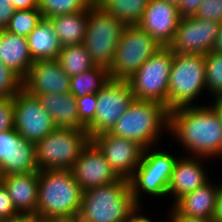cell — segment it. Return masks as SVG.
Returning <instances> with one entry per match:
<instances>
[{"instance_id":"cell-12","label":"cell","mask_w":222,"mask_h":222,"mask_svg":"<svg viewBox=\"0 0 222 222\" xmlns=\"http://www.w3.org/2000/svg\"><path fill=\"white\" fill-rule=\"evenodd\" d=\"M14 130L26 141L36 144L57 127L52 116L39 103L36 96L21 88L13 97Z\"/></svg>"},{"instance_id":"cell-29","label":"cell","mask_w":222,"mask_h":222,"mask_svg":"<svg viewBox=\"0 0 222 222\" xmlns=\"http://www.w3.org/2000/svg\"><path fill=\"white\" fill-rule=\"evenodd\" d=\"M93 3L94 0H38V10L42 18L50 19L87 10Z\"/></svg>"},{"instance_id":"cell-35","label":"cell","mask_w":222,"mask_h":222,"mask_svg":"<svg viewBox=\"0 0 222 222\" xmlns=\"http://www.w3.org/2000/svg\"><path fill=\"white\" fill-rule=\"evenodd\" d=\"M13 97L0 98V133L14 129Z\"/></svg>"},{"instance_id":"cell-25","label":"cell","mask_w":222,"mask_h":222,"mask_svg":"<svg viewBox=\"0 0 222 222\" xmlns=\"http://www.w3.org/2000/svg\"><path fill=\"white\" fill-rule=\"evenodd\" d=\"M94 3L125 26H137L149 0H94Z\"/></svg>"},{"instance_id":"cell-38","label":"cell","mask_w":222,"mask_h":222,"mask_svg":"<svg viewBox=\"0 0 222 222\" xmlns=\"http://www.w3.org/2000/svg\"><path fill=\"white\" fill-rule=\"evenodd\" d=\"M203 1L204 0H182L178 7L181 18L195 16Z\"/></svg>"},{"instance_id":"cell-1","label":"cell","mask_w":222,"mask_h":222,"mask_svg":"<svg viewBox=\"0 0 222 222\" xmlns=\"http://www.w3.org/2000/svg\"><path fill=\"white\" fill-rule=\"evenodd\" d=\"M168 133L190 156L222 159V124L210 104L168 111Z\"/></svg>"},{"instance_id":"cell-45","label":"cell","mask_w":222,"mask_h":222,"mask_svg":"<svg viewBox=\"0 0 222 222\" xmlns=\"http://www.w3.org/2000/svg\"><path fill=\"white\" fill-rule=\"evenodd\" d=\"M5 222H43V219L37 215L34 214H18L14 218H11L8 221Z\"/></svg>"},{"instance_id":"cell-15","label":"cell","mask_w":222,"mask_h":222,"mask_svg":"<svg viewBox=\"0 0 222 222\" xmlns=\"http://www.w3.org/2000/svg\"><path fill=\"white\" fill-rule=\"evenodd\" d=\"M71 171L82 191L105 186L120 179L92 141L82 150Z\"/></svg>"},{"instance_id":"cell-2","label":"cell","mask_w":222,"mask_h":222,"mask_svg":"<svg viewBox=\"0 0 222 222\" xmlns=\"http://www.w3.org/2000/svg\"><path fill=\"white\" fill-rule=\"evenodd\" d=\"M164 132H168L166 107L158 102L135 99L109 133L137 142L146 149L157 146Z\"/></svg>"},{"instance_id":"cell-24","label":"cell","mask_w":222,"mask_h":222,"mask_svg":"<svg viewBox=\"0 0 222 222\" xmlns=\"http://www.w3.org/2000/svg\"><path fill=\"white\" fill-rule=\"evenodd\" d=\"M88 15L89 8L84 11L58 15L49 19L62 47L83 43Z\"/></svg>"},{"instance_id":"cell-21","label":"cell","mask_w":222,"mask_h":222,"mask_svg":"<svg viewBox=\"0 0 222 222\" xmlns=\"http://www.w3.org/2000/svg\"><path fill=\"white\" fill-rule=\"evenodd\" d=\"M43 108L52 116L57 128L80 129L76 97L67 93L35 95Z\"/></svg>"},{"instance_id":"cell-32","label":"cell","mask_w":222,"mask_h":222,"mask_svg":"<svg viewBox=\"0 0 222 222\" xmlns=\"http://www.w3.org/2000/svg\"><path fill=\"white\" fill-rule=\"evenodd\" d=\"M76 104L80 120V129L86 130L94 121L97 108V94H87L76 98Z\"/></svg>"},{"instance_id":"cell-40","label":"cell","mask_w":222,"mask_h":222,"mask_svg":"<svg viewBox=\"0 0 222 222\" xmlns=\"http://www.w3.org/2000/svg\"><path fill=\"white\" fill-rule=\"evenodd\" d=\"M169 219L168 222H214L212 218L204 217H189L186 215H181L173 206L169 209Z\"/></svg>"},{"instance_id":"cell-5","label":"cell","mask_w":222,"mask_h":222,"mask_svg":"<svg viewBox=\"0 0 222 222\" xmlns=\"http://www.w3.org/2000/svg\"><path fill=\"white\" fill-rule=\"evenodd\" d=\"M204 54L174 53L168 85L167 110L195 105L206 89Z\"/></svg>"},{"instance_id":"cell-13","label":"cell","mask_w":222,"mask_h":222,"mask_svg":"<svg viewBox=\"0 0 222 222\" xmlns=\"http://www.w3.org/2000/svg\"><path fill=\"white\" fill-rule=\"evenodd\" d=\"M220 24L195 16L180 19L174 39L168 46L173 53L207 54L212 51Z\"/></svg>"},{"instance_id":"cell-49","label":"cell","mask_w":222,"mask_h":222,"mask_svg":"<svg viewBox=\"0 0 222 222\" xmlns=\"http://www.w3.org/2000/svg\"><path fill=\"white\" fill-rule=\"evenodd\" d=\"M3 172H2V167H1V162H0V183L2 182L3 180Z\"/></svg>"},{"instance_id":"cell-33","label":"cell","mask_w":222,"mask_h":222,"mask_svg":"<svg viewBox=\"0 0 222 222\" xmlns=\"http://www.w3.org/2000/svg\"><path fill=\"white\" fill-rule=\"evenodd\" d=\"M22 88V79L0 61V98L14 97Z\"/></svg>"},{"instance_id":"cell-23","label":"cell","mask_w":222,"mask_h":222,"mask_svg":"<svg viewBox=\"0 0 222 222\" xmlns=\"http://www.w3.org/2000/svg\"><path fill=\"white\" fill-rule=\"evenodd\" d=\"M31 58L35 60L57 59L62 46L49 19L43 18L27 37Z\"/></svg>"},{"instance_id":"cell-28","label":"cell","mask_w":222,"mask_h":222,"mask_svg":"<svg viewBox=\"0 0 222 222\" xmlns=\"http://www.w3.org/2000/svg\"><path fill=\"white\" fill-rule=\"evenodd\" d=\"M57 60L63 71L70 77L89 71L96 66L83 44L62 47Z\"/></svg>"},{"instance_id":"cell-36","label":"cell","mask_w":222,"mask_h":222,"mask_svg":"<svg viewBox=\"0 0 222 222\" xmlns=\"http://www.w3.org/2000/svg\"><path fill=\"white\" fill-rule=\"evenodd\" d=\"M19 137L14 129L0 133V162L19 146Z\"/></svg>"},{"instance_id":"cell-27","label":"cell","mask_w":222,"mask_h":222,"mask_svg":"<svg viewBox=\"0 0 222 222\" xmlns=\"http://www.w3.org/2000/svg\"><path fill=\"white\" fill-rule=\"evenodd\" d=\"M109 80V69L95 66L89 71L72 76L69 92L76 98L87 94H97Z\"/></svg>"},{"instance_id":"cell-8","label":"cell","mask_w":222,"mask_h":222,"mask_svg":"<svg viewBox=\"0 0 222 222\" xmlns=\"http://www.w3.org/2000/svg\"><path fill=\"white\" fill-rule=\"evenodd\" d=\"M125 27L120 20L105 12L96 3L89 7L86 34L82 44L96 66L110 69L118 40Z\"/></svg>"},{"instance_id":"cell-14","label":"cell","mask_w":222,"mask_h":222,"mask_svg":"<svg viewBox=\"0 0 222 222\" xmlns=\"http://www.w3.org/2000/svg\"><path fill=\"white\" fill-rule=\"evenodd\" d=\"M91 141L104 154L115 173L124 179H130L141 163L144 148L137 142L117 137L109 132L98 134Z\"/></svg>"},{"instance_id":"cell-17","label":"cell","mask_w":222,"mask_h":222,"mask_svg":"<svg viewBox=\"0 0 222 222\" xmlns=\"http://www.w3.org/2000/svg\"><path fill=\"white\" fill-rule=\"evenodd\" d=\"M180 19L177 6L165 0H149L137 26L163 47H168L174 39Z\"/></svg>"},{"instance_id":"cell-26","label":"cell","mask_w":222,"mask_h":222,"mask_svg":"<svg viewBox=\"0 0 222 222\" xmlns=\"http://www.w3.org/2000/svg\"><path fill=\"white\" fill-rule=\"evenodd\" d=\"M1 167L4 176L39 171L34 144L19 137V146L1 162Z\"/></svg>"},{"instance_id":"cell-7","label":"cell","mask_w":222,"mask_h":222,"mask_svg":"<svg viewBox=\"0 0 222 222\" xmlns=\"http://www.w3.org/2000/svg\"><path fill=\"white\" fill-rule=\"evenodd\" d=\"M155 147L144 149L141 163L129 179L134 201L142 205V194L148 197L166 198L167 189L172 176L176 157L166 150H156ZM152 149V150H151ZM155 150V151H154Z\"/></svg>"},{"instance_id":"cell-37","label":"cell","mask_w":222,"mask_h":222,"mask_svg":"<svg viewBox=\"0 0 222 222\" xmlns=\"http://www.w3.org/2000/svg\"><path fill=\"white\" fill-rule=\"evenodd\" d=\"M19 213L16 211L12 199L5 185L0 183V222H5L14 218Z\"/></svg>"},{"instance_id":"cell-10","label":"cell","mask_w":222,"mask_h":222,"mask_svg":"<svg viewBox=\"0 0 222 222\" xmlns=\"http://www.w3.org/2000/svg\"><path fill=\"white\" fill-rule=\"evenodd\" d=\"M173 57V51L169 47H163L149 57L127 80L135 99L158 102L167 109L168 85Z\"/></svg>"},{"instance_id":"cell-31","label":"cell","mask_w":222,"mask_h":222,"mask_svg":"<svg viewBox=\"0 0 222 222\" xmlns=\"http://www.w3.org/2000/svg\"><path fill=\"white\" fill-rule=\"evenodd\" d=\"M206 70V91L211 96L222 95V53L210 51L204 55Z\"/></svg>"},{"instance_id":"cell-18","label":"cell","mask_w":222,"mask_h":222,"mask_svg":"<svg viewBox=\"0 0 222 222\" xmlns=\"http://www.w3.org/2000/svg\"><path fill=\"white\" fill-rule=\"evenodd\" d=\"M186 156V157H185ZM179 156L175 162L172 176L167 189V197H173V206L181 197L204 186L211 181L204 163L207 158ZM205 165V166H204Z\"/></svg>"},{"instance_id":"cell-6","label":"cell","mask_w":222,"mask_h":222,"mask_svg":"<svg viewBox=\"0 0 222 222\" xmlns=\"http://www.w3.org/2000/svg\"><path fill=\"white\" fill-rule=\"evenodd\" d=\"M91 141L85 129L56 128L35 145L39 170H71Z\"/></svg>"},{"instance_id":"cell-34","label":"cell","mask_w":222,"mask_h":222,"mask_svg":"<svg viewBox=\"0 0 222 222\" xmlns=\"http://www.w3.org/2000/svg\"><path fill=\"white\" fill-rule=\"evenodd\" d=\"M195 17L222 23V0H204Z\"/></svg>"},{"instance_id":"cell-20","label":"cell","mask_w":222,"mask_h":222,"mask_svg":"<svg viewBox=\"0 0 222 222\" xmlns=\"http://www.w3.org/2000/svg\"><path fill=\"white\" fill-rule=\"evenodd\" d=\"M0 61L23 79L34 62L27 37L0 29Z\"/></svg>"},{"instance_id":"cell-30","label":"cell","mask_w":222,"mask_h":222,"mask_svg":"<svg viewBox=\"0 0 222 222\" xmlns=\"http://www.w3.org/2000/svg\"><path fill=\"white\" fill-rule=\"evenodd\" d=\"M42 19L38 8L15 10L5 30L12 34L28 37Z\"/></svg>"},{"instance_id":"cell-44","label":"cell","mask_w":222,"mask_h":222,"mask_svg":"<svg viewBox=\"0 0 222 222\" xmlns=\"http://www.w3.org/2000/svg\"><path fill=\"white\" fill-rule=\"evenodd\" d=\"M43 222H82L78 214L42 218Z\"/></svg>"},{"instance_id":"cell-42","label":"cell","mask_w":222,"mask_h":222,"mask_svg":"<svg viewBox=\"0 0 222 222\" xmlns=\"http://www.w3.org/2000/svg\"><path fill=\"white\" fill-rule=\"evenodd\" d=\"M212 219L214 222H222V183H219Z\"/></svg>"},{"instance_id":"cell-48","label":"cell","mask_w":222,"mask_h":222,"mask_svg":"<svg viewBox=\"0 0 222 222\" xmlns=\"http://www.w3.org/2000/svg\"><path fill=\"white\" fill-rule=\"evenodd\" d=\"M165 1L179 7L182 0H165Z\"/></svg>"},{"instance_id":"cell-47","label":"cell","mask_w":222,"mask_h":222,"mask_svg":"<svg viewBox=\"0 0 222 222\" xmlns=\"http://www.w3.org/2000/svg\"><path fill=\"white\" fill-rule=\"evenodd\" d=\"M212 51L222 53V23L220 24L219 32L216 37Z\"/></svg>"},{"instance_id":"cell-19","label":"cell","mask_w":222,"mask_h":222,"mask_svg":"<svg viewBox=\"0 0 222 222\" xmlns=\"http://www.w3.org/2000/svg\"><path fill=\"white\" fill-rule=\"evenodd\" d=\"M38 172L10 174L3 176L13 205L19 214L36 213L38 201Z\"/></svg>"},{"instance_id":"cell-4","label":"cell","mask_w":222,"mask_h":222,"mask_svg":"<svg viewBox=\"0 0 222 222\" xmlns=\"http://www.w3.org/2000/svg\"><path fill=\"white\" fill-rule=\"evenodd\" d=\"M82 194L71 170H39L36 214L41 218L78 214Z\"/></svg>"},{"instance_id":"cell-16","label":"cell","mask_w":222,"mask_h":222,"mask_svg":"<svg viewBox=\"0 0 222 222\" xmlns=\"http://www.w3.org/2000/svg\"><path fill=\"white\" fill-rule=\"evenodd\" d=\"M71 77L67 75L57 59L35 60L22 79V88L32 95L43 93H67Z\"/></svg>"},{"instance_id":"cell-22","label":"cell","mask_w":222,"mask_h":222,"mask_svg":"<svg viewBox=\"0 0 222 222\" xmlns=\"http://www.w3.org/2000/svg\"><path fill=\"white\" fill-rule=\"evenodd\" d=\"M219 182H208L204 186L181 197L173 207L181 214L189 217L212 218L216 203Z\"/></svg>"},{"instance_id":"cell-39","label":"cell","mask_w":222,"mask_h":222,"mask_svg":"<svg viewBox=\"0 0 222 222\" xmlns=\"http://www.w3.org/2000/svg\"><path fill=\"white\" fill-rule=\"evenodd\" d=\"M15 9L10 0H0V29H5Z\"/></svg>"},{"instance_id":"cell-46","label":"cell","mask_w":222,"mask_h":222,"mask_svg":"<svg viewBox=\"0 0 222 222\" xmlns=\"http://www.w3.org/2000/svg\"><path fill=\"white\" fill-rule=\"evenodd\" d=\"M211 106L217 112L222 124V95L214 97L213 103L211 102Z\"/></svg>"},{"instance_id":"cell-3","label":"cell","mask_w":222,"mask_h":222,"mask_svg":"<svg viewBox=\"0 0 222 222\" xmlns=\"http://www.w3.org/2000/svg\"><path fill=\"white\" fill-rule=\"evenodd\" d=\"M128 179L83 191L80 211L82 222H124L136 207Z\"/></svg>"},{"instance_id":"cell-41","label":"cell","mask_w":222,"mask_h":222,"mask_svg":"<svg viewBox=\"0 0 222 222\" xmlns=\"http://www.w3.org/2000/svg\"><path fill=\"white\" fill-rule=\"evenodd\" d=\"M140 207L141 205L137 204L136 207L128 214V217L124 222H153V219H150V217H146L141 212L142 209Z\"/></svg>"},{"instance_id":"cell-11","label":"cell","mask_w":222,"mask_h":222,"mask_svg":"<svg viewBox=\"0 0 222 222\" xmlns=\"http://www.w3.org/2000/svg\"><path fill=\"white\" fill-rule=\"evenodd\" d=\"M134 100L128 81L110 78L97 93L94 121L86 129L90 139L98 134L110 132Z\"/></svg>"},{"instance_id":"cell-43","label":"cell","mask_w":222,"mask_h":222,"mask_svg":"<svg viewBox=\"0 0 222 222\" xmlns=\"http://www.w3.org/2000/svg\"><path fill=\"white\" fill-rule=\"evenodd\" d=\"M15 10L38 8V0H10Z\"/></svg>"},{"instance_id":"cell-9","label":"cell","mask_w":222,"mask_h":222,"mask_svg":"<svg viewBox=\"0 0 222 222\" xmlns=\"http://www.w3.org/2000/svg\"><path fill=\"white\" fill-rule=\"evenodd\" d=\"M163 46L138 26H126L109 69L111 79L129 80Z\"/></svg>"}]
</instances>
